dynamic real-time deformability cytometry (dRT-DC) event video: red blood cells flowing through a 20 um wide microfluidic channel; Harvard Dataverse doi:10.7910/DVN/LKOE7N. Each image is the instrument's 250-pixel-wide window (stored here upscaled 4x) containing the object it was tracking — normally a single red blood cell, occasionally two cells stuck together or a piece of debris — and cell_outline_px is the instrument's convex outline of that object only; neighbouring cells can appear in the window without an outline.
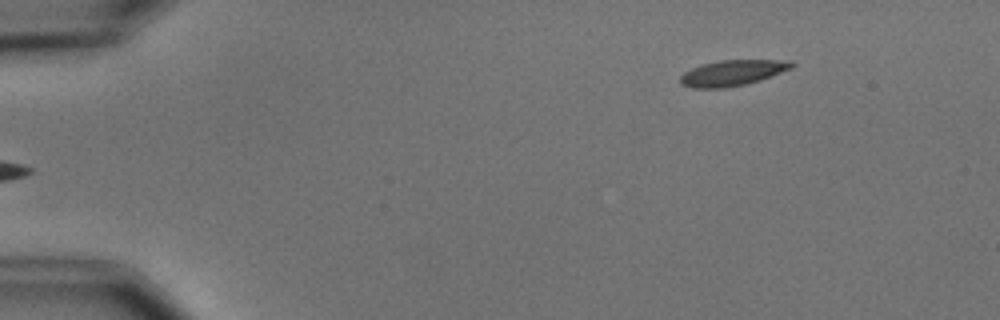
{"species": "common noctule bat (a hibernating species)", "species_latin": "Nyctalus noctula", "temperature_condition": "cold", "stored_images_in_passage": 5, "segment_of_instrument_passage": [2, 2], "camera_frame_rate_fps": 3000, "um_per_image_px": 0.085, "animal": {"sex": "male", "body_mass_g": 15.6}, "frame": {"image": 1, "passage_image": 5, "time_ms": 5.333, "image_size_px": [1000, 320], "cell_outline_px": [[796, 64], [792, 68], [760, 80], [744, 84], [724, 88], [692, 88], [680, 84], [680, 76], [684, 72], [692, 68], [704, 64], [720, 60], [792, 60]], "centroid_in_image_um": [62.27, 6.19], "position_along_channel_um": 22.7, "area_um2": 16.65}}